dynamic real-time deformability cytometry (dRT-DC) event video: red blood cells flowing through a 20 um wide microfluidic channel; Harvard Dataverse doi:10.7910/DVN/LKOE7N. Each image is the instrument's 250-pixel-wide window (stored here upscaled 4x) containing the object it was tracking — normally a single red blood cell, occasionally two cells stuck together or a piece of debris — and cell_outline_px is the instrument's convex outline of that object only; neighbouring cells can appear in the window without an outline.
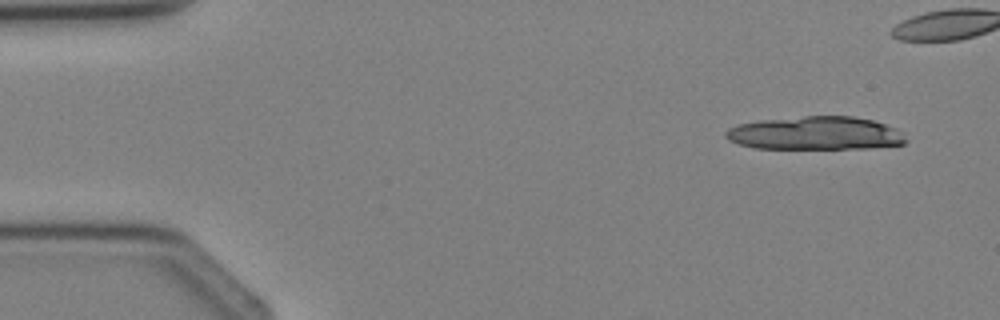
{"species": "Egyptian fruit bat (a non-hibernating species)", "species_latin": "Rousettus aegyptiacus", "temperature_condition": "cold", "stored_images_in_passage": 4, "camera_frame_rate_fps": 3000, "um_per_image_px": 0.085, "animal": {"sex": "female"}, "frame": {"image": 1, "passage_image": 1, "time_ms": 0.0, "image_size_px": [1000, 320], "cell_outline_px": [[908, 140], [904, 144], [872, 148], [756, 148], [740, 144], [728, 140], [724, 136], [724, 132], [728, 128], [736, 124], [760, 120], [804, 116], [856, 116], [872, 120], [896, 128]], "centroid_in_image_um": [69.3, 11.32], "position_along_channel_um": 15.7, "area_um2": 35.03}}
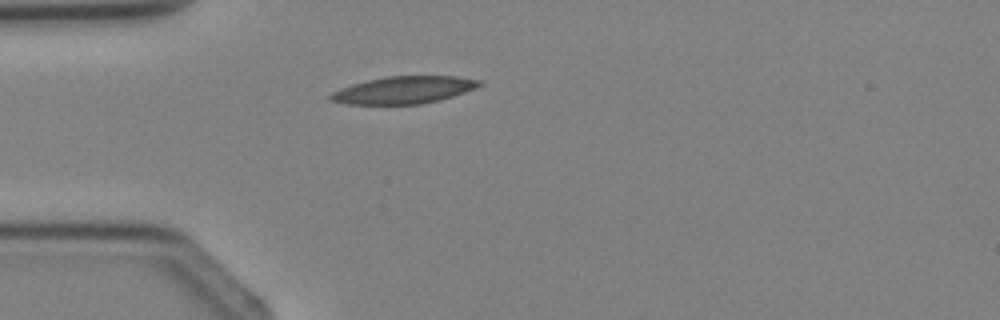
{"frame": {"image": 2, "passage_image": 4, "time_ms": 3.667, "image_size_px": [1000, 320], "cell_outline_px": [[484, 84], [476, 88], [440, 100], [420, 104], [348, 104], [328, 100], [328, 96], [332, 92], [340, 88], [352, 84], [384, 76], [456, 76], [480, 80]], "centroid_in_image_um": [34.31, 7.64], "position_along_channel_um": 50.7, "area_um2": 23.7}}